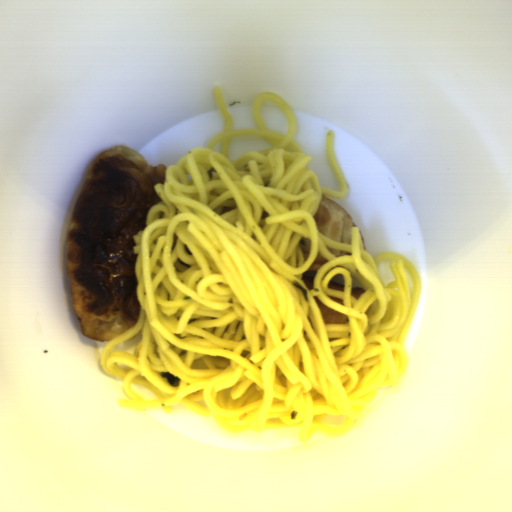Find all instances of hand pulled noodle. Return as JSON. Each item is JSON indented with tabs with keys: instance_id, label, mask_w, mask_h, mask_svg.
Segmentation results:
<instances>
[{
	"instance_id": "14784b9a",
	"label": "hand pulled noodle",
	"mask_w": 512,
	"mask_h": 512,
	"mask_svg": "<svg viewBox=\"0 0 512 512\" xmlns=\"http://www.w3.org/2000/svg\"><path fill=\"white\" fill-rule=\"evenodd\" d=\"M213 94L224 129L153 186L161 201L132 236L139 318L105 345L100 367L123 381L122 409L169 414L180 403L224 432L300 429L304 443L349 434L408 369L422 278L398 252L373 258L359 227L351 244L317 231L322 196L349 192L333 129L326 160L340 190L308 169L285 100L260 93V130H232L222 86ZM338 273L344 291L328 286ZM352 277L366 291L358 298ZM315 297L347 322L325 324Z\"/></svg>"
}]
</instances>
